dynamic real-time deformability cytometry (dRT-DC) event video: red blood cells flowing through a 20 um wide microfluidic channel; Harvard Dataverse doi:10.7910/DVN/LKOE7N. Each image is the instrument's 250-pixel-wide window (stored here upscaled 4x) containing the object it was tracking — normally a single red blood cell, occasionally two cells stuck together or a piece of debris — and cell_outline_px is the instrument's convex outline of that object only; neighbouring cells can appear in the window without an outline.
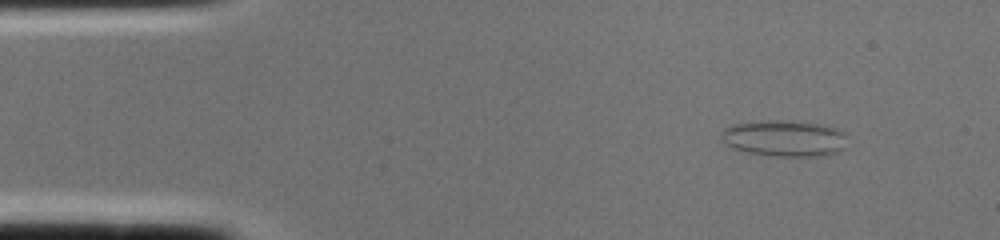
{"species": "common noctule bat (a hibernating species)", "species_latin": "Nyctalus noctula", "temperature_condition": "cold", "stored_images_in_passage": 1, "camera_frame_rate_fps": 3000, "um_per_image_px": 0.085, "animal": {"sex": "female", "body_mass_g": 22.0, "forearm_length_mm": 56.7}, "frame": {"image": 1, "passage_image": 1, "time_ms": 0.0, "image_size_px": [1000, 240], "cell_outline_px": [[848, 132], [844, 148], [840, 152], [820, 156], [776, 156], [748, 152], [732, 148], [724, 144], [720, 136], [720, 132], [724, 128], [732, 124], [768, 120], [792, 120], [820, 124], [836, 128]], "centroid_in_image_um": [66.69, 11.75], "position_along_channel_um": 18.3, "area_um2": 27.11}}